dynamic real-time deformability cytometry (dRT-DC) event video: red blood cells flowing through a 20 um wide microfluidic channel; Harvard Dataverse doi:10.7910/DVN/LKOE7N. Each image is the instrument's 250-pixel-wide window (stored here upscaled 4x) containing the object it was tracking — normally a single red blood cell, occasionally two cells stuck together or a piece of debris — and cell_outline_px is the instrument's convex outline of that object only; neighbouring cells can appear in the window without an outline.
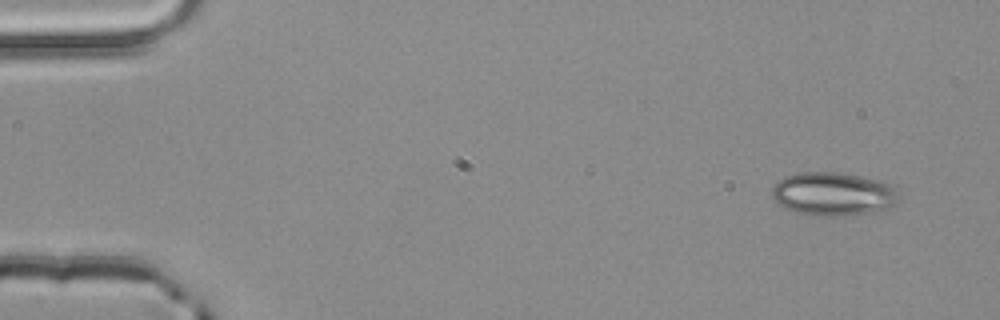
{"species": "common noctule bat (a hibernating species)", "species_latin": "Nyctalus noctula", "temperature_condition": "room temperature", "stored_images_in_passage": 3, "camera_frame_rate_fps": 3000, "um_per_image_px": 0.085, "animal": {"sex": "male", "body_mass_g": 20.4}, "frame": {"image": 1, "passage_image": 1, "time_ms": 0.0, "image_size_px": [1000, 320], "cell_outline_px": [[900, 196], [896, 204], [876, 212], [844, 216], [832, 216], [796, 212], [780, 204], [772, 196], [772, 188], [784, 176], [800, 172], [840, 172], [880, 180], [896, 184]], "centroid_in_image_um": [70.92, 16.47], "position_along_channel_um": 14.1, "area_um2": 32.31}}